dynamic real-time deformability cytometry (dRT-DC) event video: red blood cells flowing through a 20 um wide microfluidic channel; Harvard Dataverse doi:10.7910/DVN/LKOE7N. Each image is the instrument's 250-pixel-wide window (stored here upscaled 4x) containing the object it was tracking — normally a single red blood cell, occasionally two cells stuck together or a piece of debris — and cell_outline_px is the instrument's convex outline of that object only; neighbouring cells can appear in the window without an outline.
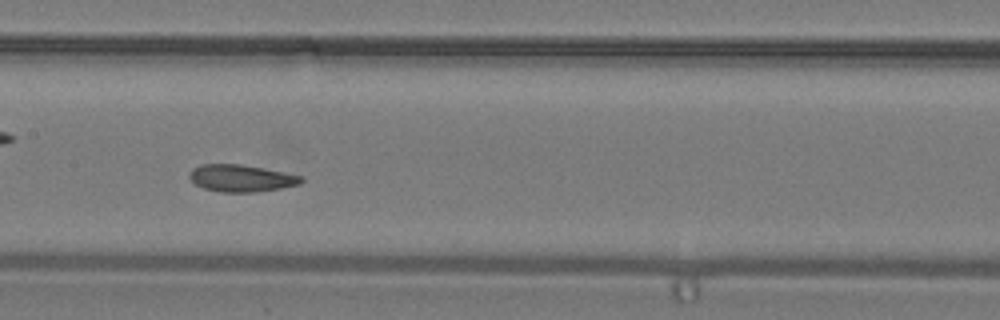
{"species": "common noctule bat (a hibernating species)", "species_latin": "Nyctalus noctula", "temperature_condition": "warm", "stored_images_in_passage": 26, "camera_frame_rate_fps": 3000, "um_per_image_px": 0.085, "animal": {"sex": "male", "body_mass_g": 19.2, "forearm_length_mm": 51.8}, "frame": {"image": 1, "passage_image": 8, "time_ms": 2.333, "image_size_px": [1000, 320], "cell_outline_px": [[304, 180], [300, 184], [280, 188], [256, 192], [220, 192], [204, 188], [196, 184], [188, 176], [192, 168], [200, 164], [240, 164], [284, 172], [304, 176]], "centroid_in_image_um": [20.51, 15.14], "position_along_channel_um": 186.9, "area_um2": 17.63}}
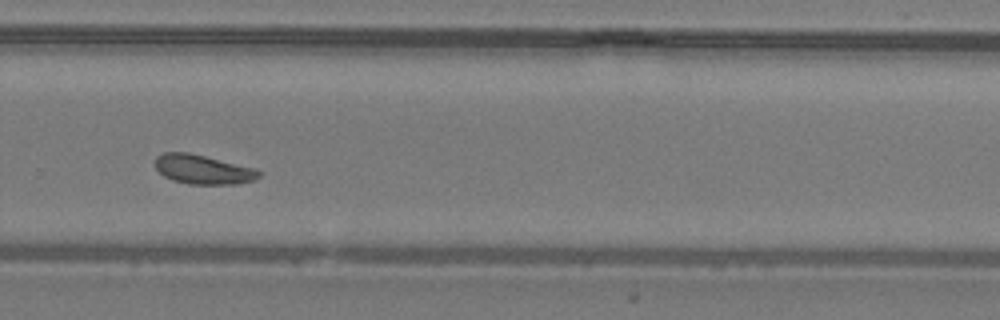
{"frame": {"image": 2, "passage_image": 15, "time_ms": 4.667, "image_size_px": [1000, 320], "cell_outline_px": [[260, 176], [256, 180], [236, 184], [188, 184], [172, 180], [164, 176], [156, 168], [156, 156], [164, 152], [188, 152], [252, 168], [260, 172]], "centroid_in_image_um": [17.22, 14.41], "position_along_channel_um": 312.6, "area_um2": 17.46}}
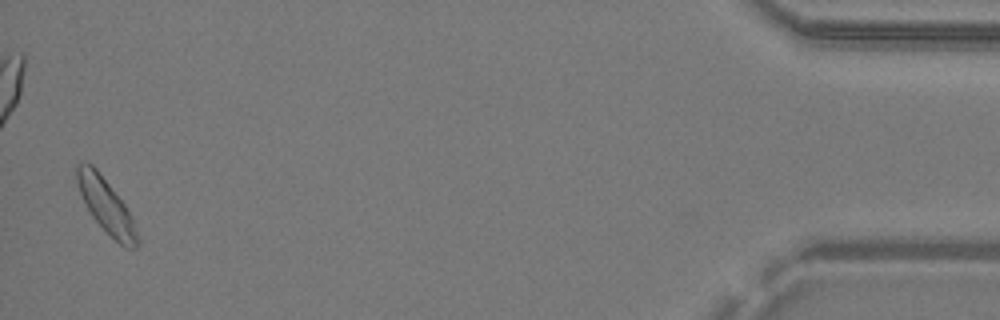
{"frame": {"image": 3, "passage_image": 26, "time_ms": 8.333, "image_size_px": [1000, 320], "cell_outline_px": [[140, 244], [136, 248], [124, 248], [92, 216], [84, 204], [76, 184], [76, 164], [80, 160], [88, 160], [96, 168], [124, 204], [132, 220], [140, 240]], "centroid_in_image_um": [8.97, 17.43], "position_along_channel_um": 426.2, "area_um2": 19.02}}